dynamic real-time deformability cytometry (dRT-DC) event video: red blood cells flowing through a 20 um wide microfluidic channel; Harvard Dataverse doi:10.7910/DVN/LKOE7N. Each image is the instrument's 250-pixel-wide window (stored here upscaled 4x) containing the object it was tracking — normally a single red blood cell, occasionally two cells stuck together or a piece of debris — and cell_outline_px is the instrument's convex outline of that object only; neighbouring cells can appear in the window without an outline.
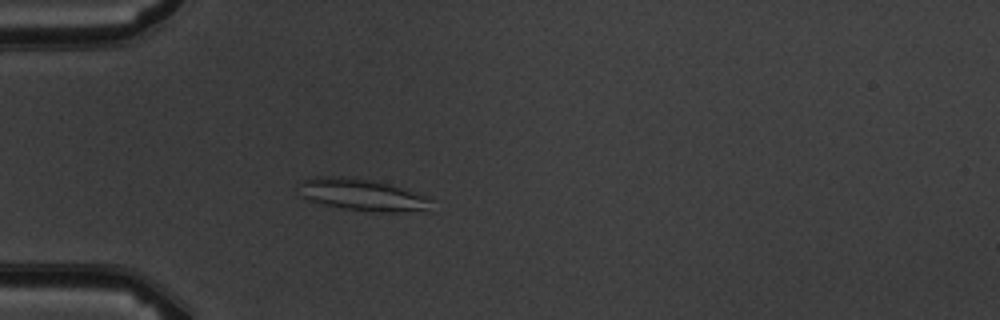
{"species": "common noctule bat (a hibernating species)", "species_latin": "Nyctalus noctula", "temperature_condition": "warm", "stored_images_in_passage": 4, "camera_frame_rate_fps": 3000, "um_per_image_px": 0.085, "animal": {"sex": "male", "body_mass_g": 19.5, "forearm_length_mm": 54.6}, "frame": {"image": 1, "passage_image": 4, "time_ms": 3.333, "image_size_px": [1000, 320], "cell_outline_px": [[432, 212], [372, 212], [344, 208], [324, 204], [308, 200], [304, 196], [300, 184], [300, 180], [316, 176], [340, 176], [368, 180], [388, 184], [428, 196]], "centroid_in_image_um": [30.87, 16.58], "position_along_channel_um": 54.1, "area_um2": 24.51}}